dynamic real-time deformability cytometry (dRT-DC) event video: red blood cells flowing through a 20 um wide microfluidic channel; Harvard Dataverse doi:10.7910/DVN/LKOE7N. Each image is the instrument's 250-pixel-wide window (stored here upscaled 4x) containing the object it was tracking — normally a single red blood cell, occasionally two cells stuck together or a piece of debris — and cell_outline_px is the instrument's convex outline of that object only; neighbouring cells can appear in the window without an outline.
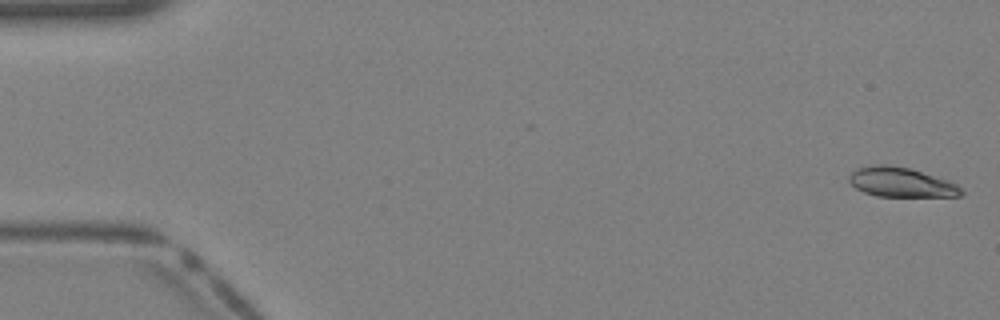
{"species": "Egyptian fruit bat (a non-hibernating species)", "species_latin": "Rousettus aegyptiacus", "temperature_condition": "warm", "stored_images_in_passage": 41, "camera_frame_rate_fps": 3000, "um_per_image_px": 0.085, "animal": {"sex": "female"}, "frame": {"image": 1, "passage_image": 1, "time_ms": 0.0, "image_size_px": [1000, 320], "cell_outline_px": [[964, 192], [960, 196], [876, 196], [864, 192], [856, 188], [848, 180], [848, 176], [856, 168], [872, 164], [888, 164], [908, 168], [948, 180], [956, 184]], "centroid_in_image_um": [76.55, 15.48], "position_along_channel_um": 8.5, "area_um2": 19.25}}
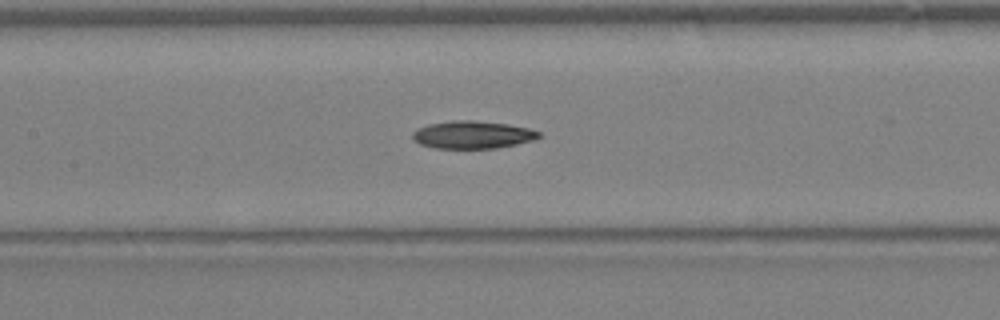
{"frame": {"image": 2, "passage_image": 19, "time_ms": 6.0, "image_size_px": [1000, 320], "cell_outline_px": [[540, 136], [536, 140], [496, 148], [436, 148], [420, 144], [412, 140], [412, 132], [416, 128], [428, 124], [456, 120], [472, 120], [508, 124], [528, 128], [540, 132]], "centroid_in_image_um": [40.15, 11.45], "position_along_channel_um": 167.3, "area_um2": 20.4}}
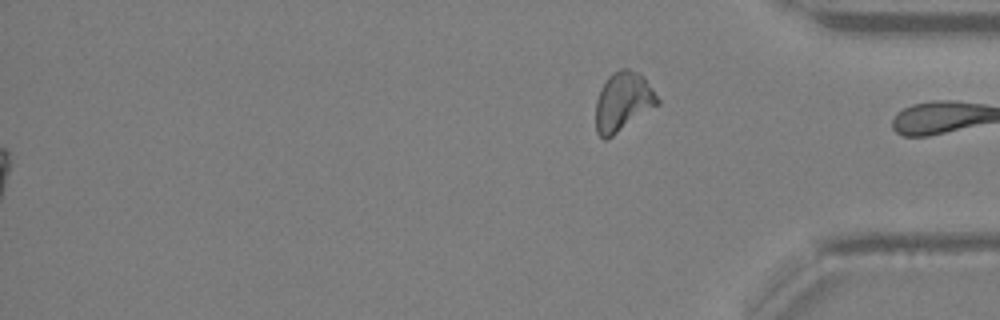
{"frame": {"image": 3, "passage_image": 41, "time_ms": 13.333, "image_size_px": [1000, 320], "cell_outline_px": [[660, 104], [612, 136], [604, 140], [596, 132], [596, 100], [600, 88], [608, 76], [612, 72], [620, 68], [628, 68], [640, 72], [644, 76], [660, 100]], "centroid_in_image_um": [52.96, 8.61], "position_along_channel_um": 382.2, "area_um2": 21.5}}